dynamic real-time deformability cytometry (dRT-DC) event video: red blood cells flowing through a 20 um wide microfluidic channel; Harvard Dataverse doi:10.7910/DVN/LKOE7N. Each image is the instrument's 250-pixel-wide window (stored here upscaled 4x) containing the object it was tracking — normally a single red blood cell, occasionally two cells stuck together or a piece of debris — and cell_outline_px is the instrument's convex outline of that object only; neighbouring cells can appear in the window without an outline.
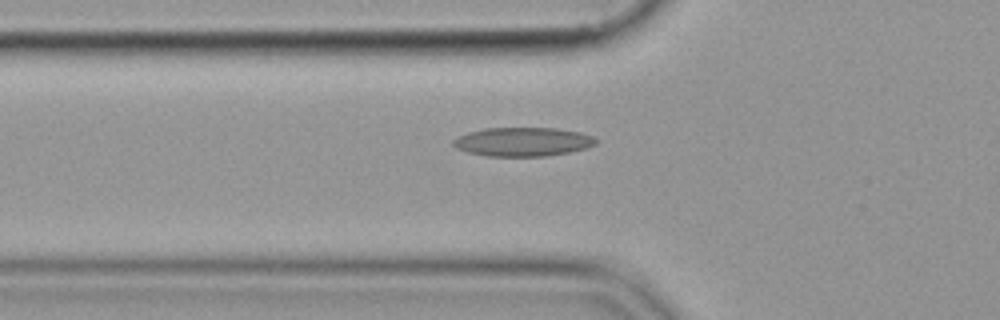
{"species": "common noctule bat (a hibernating species)", "species_latin": "Nyctalus noctula", "temperature_condition": "cold", "stored_images_in_passage": 43, "camera_frame_rate_fps": 3000, "um_per_image_px": 0.085, "animal": {"sex": "female", "body_mass_g": 19.9}, "frame": {"image": 1, "passage_image": 10, "time_ms": 3.0, "image_size_px": [1000, 320], "cell_outline_px": [[596, 144], [584, 148], [568, 152], [544, 156], [488, 156], [468, 152], [456, 148], [452, 144], [452, 140], [468, 132], [484, 128], [556, 128], [580, 132], [592, 136], [596, 140]], "centroid_in_image_um": [44.41, 12.04], "position_along_channel_um": 81.4, "area_um2": 23.81}}
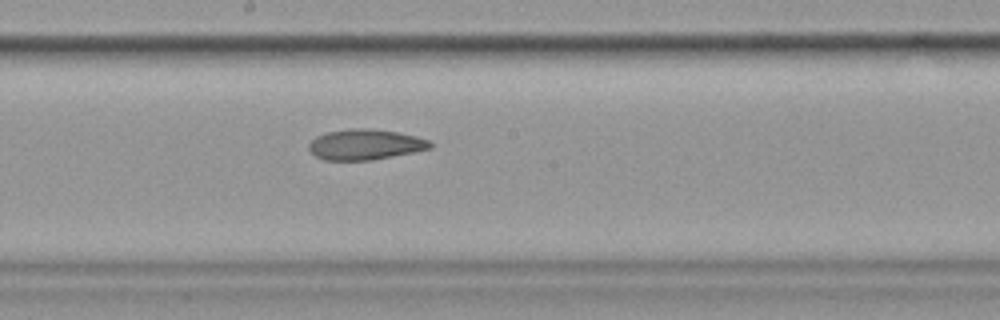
{"frame": {"image": 2, "passage_image": 21, "time_ms": 6.667, "image_size_px": [1000, 320], "cell_outline_px": [[432, 148], [372, 160], [324, 160], [316, 156], [308, 148], [308, 144], [316, 136], [324, 132], [352, 128], [372, 128], [396, 132], [416, 136], [428, 140], [432, 144]], "centroid_in_image_um": [31.01, 12.27], "position_along_channel_um": 217.2, "area_um2": 21.56}}
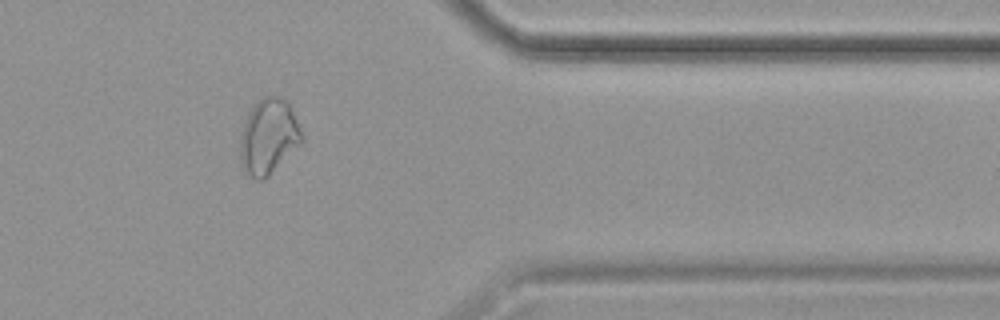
{"frame": {"image": 3, "passage_image": 36, "time_ms": 11.667, "image_size_px": [1000, 320], "cell_outline_px": [[304, 140], [264, 180], [256, 180], [248, 172], [240, 156], [240, 136], [248, 112], [264, 96], [276, 96], [288, 100], [292, 108], [304, 136]], "centroid_in_image_um": [22.86, 11.57], "position_along_channel_um": 388.5, "area_um2": 26.7}}